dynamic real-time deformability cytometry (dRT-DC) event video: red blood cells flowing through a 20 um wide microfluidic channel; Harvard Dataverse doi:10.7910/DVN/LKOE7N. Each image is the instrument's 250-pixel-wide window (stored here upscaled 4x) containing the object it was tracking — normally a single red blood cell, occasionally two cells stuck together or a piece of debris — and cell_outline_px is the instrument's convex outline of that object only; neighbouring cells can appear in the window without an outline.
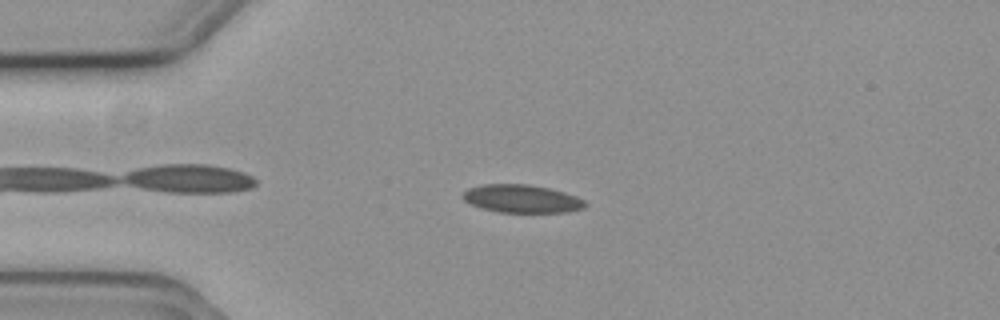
{"species": "common noctule bat (a hibernating species)", "species_latin": "Nyctalus noctula", "temperature_condition": "cold", "stored_images_in_passage": 49, "camera_frame_rate_fps": 3000, "um_per_image_px": 0.085, "animal": {"sex": "female", "body_mass_g": 19.3, "forearm_length_mm": 54.1}, "frame": {"image": 1, "passage_image": 6, "time_ms": 1.667, "image_size_px": [1000, 320], "cell_outline_px": [[588, 204], [584, 208], [568, 212], [496, 212], [472, 204], [464, 200], [464, 192], [468, 188], [484, 184], [528, 184], [548, 188], [564, 192], [576, 196], [584, 200]], "centroid_in_image_um": [44.39, 16.89], "position_along_channel_um": 40.6, "area_um2": 19.83}}
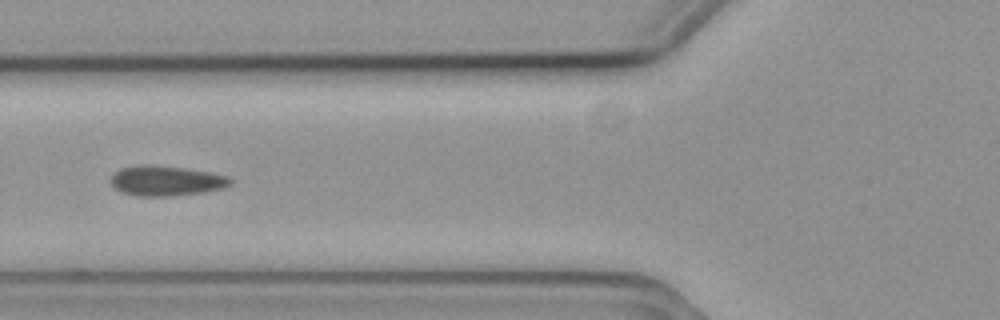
{"frame": {"image": 2, "passage_image": 14, "time_ms": 4.333, "image_size_px": [1000, 320], "cell_outline_px": [[232, 184], [224, 188], [204, 192], [168, 196], [136, 196], [124, 192], [116, 188], [112, 184], [112, 176], [120, 168], [136, 164], [152, 164], [184, 168], [208, 172], [228, 176], [232, 180]], "centroid_in_image_um": [14.14, 15.35], "position_along_channel_um": 111.7, "area_um2": 20.92}}
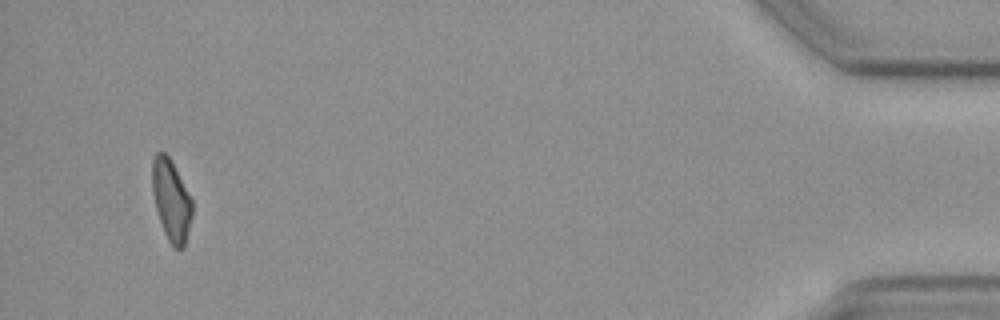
{"frame": {"image": 3, "passage_image": 46, "time_ms": 15.0, "image_size_px": [1000, 320], "cell_outline_px": [[192, 216], [184, 248], [176, 248], [168, 240], [164, 232], [156, 208], [152, 192], [152, 160], [156, 152], [164, 152], [168, 156], [192, 200]], "centroid_in_image_um": [14.54, 17.03], "position_along_channel_um": 420.7, "area_um2": 18.55}, "authors_computed_cell_mechanics": {"area_um2": 19.941, "velocity_mm_per_s": 3.6949, "shape_relaxation_time_tau1_ms": 11.1769, "shape_relaxation_time_tau2_ms": 3.4094, "deformation_change_tau1": 0.1309, "deformation_change_tau2": 0.0958}}